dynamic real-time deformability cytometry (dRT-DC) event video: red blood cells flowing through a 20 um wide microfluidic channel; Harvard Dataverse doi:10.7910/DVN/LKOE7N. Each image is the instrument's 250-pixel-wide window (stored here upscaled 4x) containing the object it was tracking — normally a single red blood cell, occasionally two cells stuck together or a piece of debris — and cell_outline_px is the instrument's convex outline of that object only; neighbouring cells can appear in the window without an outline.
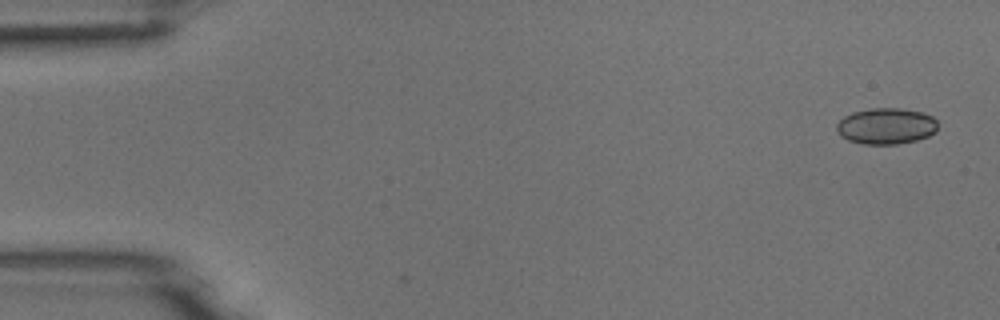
{"species": "common noctule bat (a hibernating species)", "species_latin": "Nyctalus noctula", "temperature_condition": "room temperature", "stored_images_in_passage": 2, "camera_frame_rate_fps": 3000, "um_per_image_px": 0.085, "animal": {"sex": "male", "body_mass_g": 18.8}, "frame": {"image": 1, "passage_image": 2, "time_ms": 0.333, "image_size_px": [1000, 320], "cell_outline_px": [[936, 132], [928, 136], [916, 140], [896, 144], [864, 144], [848, 140], [840, 136], [836, 132], [836, 124], [844, 116], [852, 112], [868, 108], [900, 108], [924, 112], [932, 116], [936, 120]], "centroid_in_image_um": [75.3, 10.71], "position_along_channel_um": 9.7, "area_um2": 21.5}}